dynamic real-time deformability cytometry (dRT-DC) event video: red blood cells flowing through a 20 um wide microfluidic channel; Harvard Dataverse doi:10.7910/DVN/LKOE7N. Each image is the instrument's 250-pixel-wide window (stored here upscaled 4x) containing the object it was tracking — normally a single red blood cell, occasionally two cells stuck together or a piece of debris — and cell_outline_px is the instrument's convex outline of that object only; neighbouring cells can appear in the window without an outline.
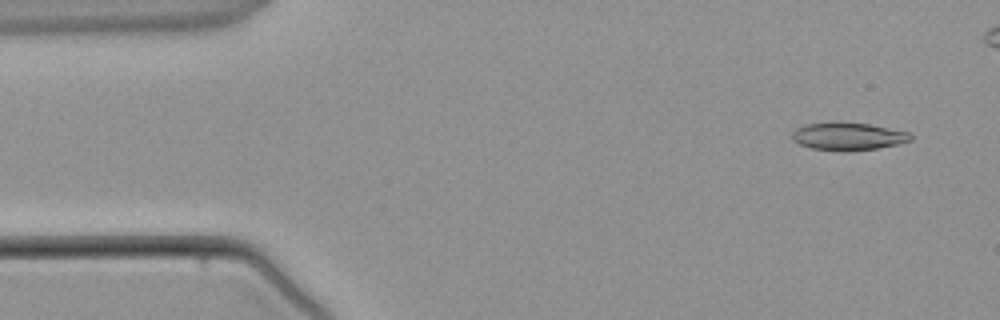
{"species": "common noctule bat (a hibernating species)", "species_latin": "Nyctalus noctula", "temperature_condition": "warm", "stored_images_in_passage": 4, "camera_frame_rate_fps": 3000, "um_per_image_px": 0.085, "animal": {"sex": "male", "body_mass_g": 21.5, "forearm_length_mm": 52.0}, "frame": {"image": 1, "passage_image": 1, "time_ms": 0.0, "image_size_px": [1000, 320], "cell_outline_px": [[912, 140], [896, 144], [876, 148], [848, 152], [840, 152], [812, 148], [800, 144], [792, 140], [792, 132], [796, 128], [804, 124], [832, 120], [840, 120], [868, 124], [908, 132], [912, 136]], "centroid_in_image_um": [72.01, 11.57], "position_along_channel_um": 13.0, "area_um2": 19.65}}